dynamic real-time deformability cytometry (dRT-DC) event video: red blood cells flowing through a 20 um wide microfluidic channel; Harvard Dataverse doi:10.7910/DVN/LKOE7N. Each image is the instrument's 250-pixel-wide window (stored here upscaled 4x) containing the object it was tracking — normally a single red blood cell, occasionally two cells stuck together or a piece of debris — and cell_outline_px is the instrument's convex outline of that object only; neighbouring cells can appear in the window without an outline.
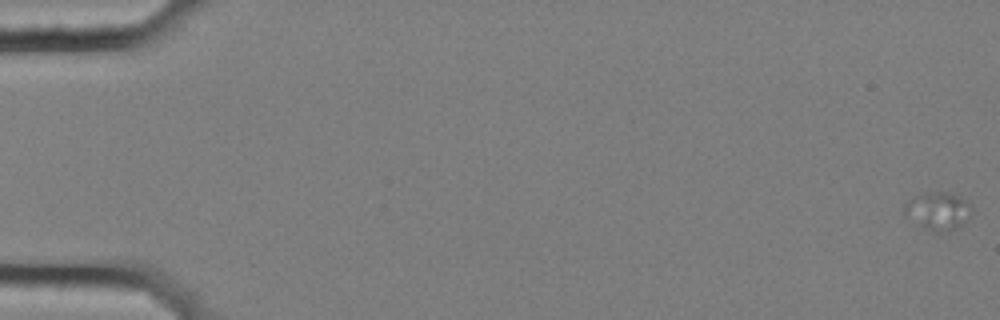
{"species": "common noctule bat (a hibernating species)", "species_latin": "Nyctalus noctula", "temperature_condition": "cold", "stored_images_in_passage": 28, "camera_frame_rate_fps": 3000, "um_per_image_px": 0.085, "animal": {"sex": "female", "body_mass_g": 25.1}, "frame": {"image": 1, "passage_image": 2, "time_ms": 0.333, "image_size_px": [1000, 320], "cell_outline_px": [[972, 216], [960, 228], [944, 232], [936, 232], [920, 224], [904, 212], [904, 204], [908, 200], [916, 196], [932, 192], [948, 192], [964, 200], [972, 208]], "centroid_in_image_um": [79.8, 17.94], "position_along_channel_um": 5.2, "area_um2": 14.45}}